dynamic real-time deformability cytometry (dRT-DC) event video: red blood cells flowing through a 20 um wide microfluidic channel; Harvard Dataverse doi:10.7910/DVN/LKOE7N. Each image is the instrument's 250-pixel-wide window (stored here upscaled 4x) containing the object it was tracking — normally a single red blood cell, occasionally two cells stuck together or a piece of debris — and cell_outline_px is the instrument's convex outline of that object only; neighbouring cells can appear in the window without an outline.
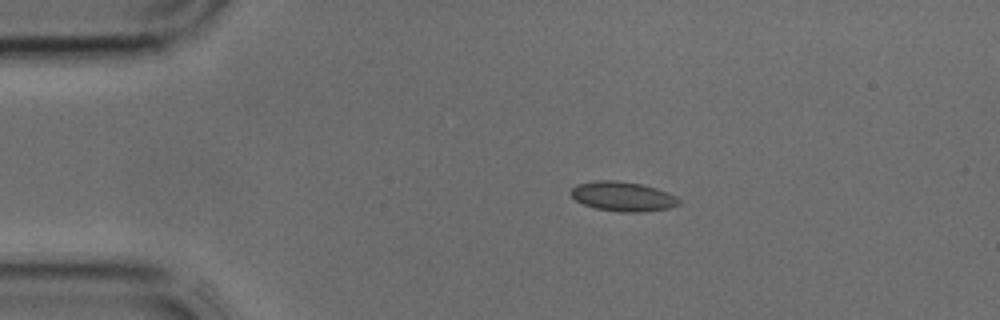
{"species": "common noctule bat (a hibernating species)", "species_latin": "Nyctalus noctula", "temperature_condition": "cold", "stored_images_in_passage": 1, "camera_frame_rate_fps": 3000, "um_per_image_px": 0.085, "animal": {"sex": "male", "body_mass_g": 17.9, "forearm_length_mm": 54.2}, "frame": {"image": 1, "passage_image": 1, "time_ms": 0.0, "image_size_px": [1000, 320], "cell_outline_px": [[680, 204], [668, 208], [640, 212], [620, 212], [596, 208], [584, 204], [576, 200], [568, 192], [576, 184], [596, 180], [616, 180], [640, 184], [656, 188], [668, 192], [676, 196], [680, 200]], "centroid_in_image_um": [52.92, 16.69], "position_along_channel_um": 32.1, "area_um2": 18.61}}